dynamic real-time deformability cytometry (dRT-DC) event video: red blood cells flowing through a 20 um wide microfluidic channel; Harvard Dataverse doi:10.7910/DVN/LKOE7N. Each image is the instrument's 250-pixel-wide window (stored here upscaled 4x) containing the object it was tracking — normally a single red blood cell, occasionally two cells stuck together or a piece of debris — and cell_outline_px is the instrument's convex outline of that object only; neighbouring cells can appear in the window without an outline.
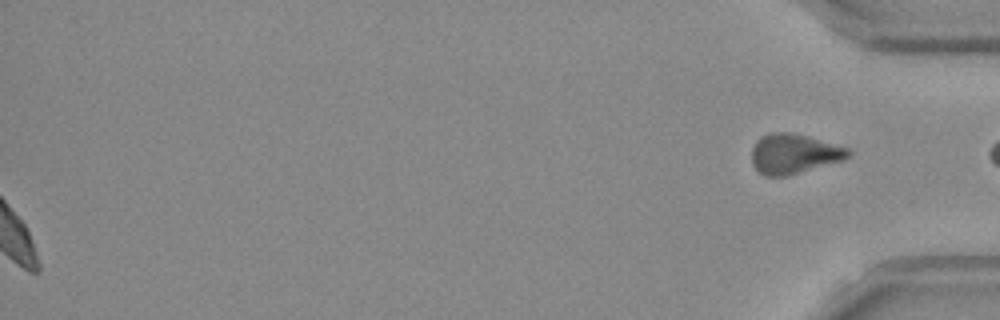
{"species": "Egyptian fruit bat (a non-hibernating species)", "species_latin": "Rousettus aegyptiacus", "temperature_condition": "room temperature", "stored_images_in_passage": 52, "segment_of_instrument_passage": [2, 2], "camera_frame_rate_fps": 3000, "um_per_image_px": 0.085, "frame": {"image": 1, "passage_image": 52, "time_ms": 17.0, "image_size_px": [1000, 320], "cell_outline_px": [[852, 152], [844, 160], [788, 176], [764, 176], [752, 164], [752, 148], [756, 140], [760, 136], [772, 132], [788, 132], [808, 136], [848, 148]], "centroid_in_image_um": [67.47, 13.07], "position_along_channel_um": 367.7, "area_um2": 22.48}}